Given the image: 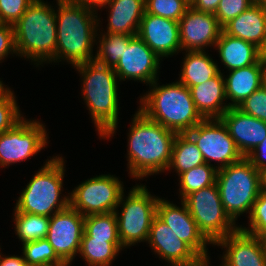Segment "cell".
<instances>
[{
	"label": "cell",
	"mask_w": 266,
	"mask_h": 266,
	"mask_svg": "<svg viewBox=\"0 0 266 266\" xmlns=\"http://www.w3.org/2000/svg\"><path fill=\"white\" fill-rule=\"evenodd\" d=\"M128 168L135 179L168 170L176 132L138 110L128 133Z\"/></svg>",
	"instance_id": "cell-1"
},
{
	"label": "cell",
	"mask_w": 266,
	"mask_h": 266,
	"mask_svg": "<svg viewBox=\"0 0 266 266\" xmlns=\"http://www.w3.org/2000/svg\"><path fill=\"white\" fill-rule=\"evenodd\" d=\"M56 1L57 45L56 55L52 61H61V58L70 62L72 66L93 61V44L96 42V27L99 24V19L94 13L96 11L75 0Z\"/></svg>",
	"instance_id": "cell-2"
},
{
	"label": "cell",
	"mask_w": 266,
	"mask_h": 266,
	"mask_svg": "<svg viewBox=\"0 0 266 266\" xmlns=\"http://www.w3.org/2000/svg\"><path fill=\"white\" fill-rule=\"evenodd\" d=\"M82 75V95L100 137L113 136L118 122L117 74L113 67L88 61L74 66Z\"/></svg>",
	"instance_id": "cell-3"
},
{
	"label": "cell",
	"mask_w": 266,
	"mask_h": 266,
	"mask_svg": "<svg viewBox=\"0 0 266 266\" xmlns=\"http://www.w3.org/2000/svg\"><path fill=\"white\" fill-rule=\"evenodd\" d=\"M157 80L140 100V110L150 120L176 133H187L204 118L195 107L188 87L180 82L158 86Z\"/></svg>",
	"instance_id": "cell-4"
},
{
	"label": "cell",
	"mask_w": 266,
	"mask_h": 266,
	"mask_svg": "<svg viewBox=\"0 0 266 266\" xmlns=\"http://www.w3.org/2000/svg\"><path fill=\"white\" fill-rule=\"evenodd\" d=\"M55 10L42 0H35L15 23L16 52L40 65L52 62L56 55L57 26Z\"/></svg>",
	"instance_id": "cell-5"
},
{
	"label": "cell",
	"mask_w": 266,
	"mask_h": 266,
	"mask_svg": "<svg viewBox=\"0 0 266 266\" xmlns=\"http://www.w3.org/2000/svg\"><path fill=\"white\" fill-rule=\"evenodd\" d=\"M64 172L63 158L48 160L22 190L14 211L51 217L68 208L69 196L60 198Z\"/></svg>",
	"instance_id": "cell-6"
},
{
	"label": "cell",
	"mask_w": 266,
	"mask_h": 266,
	"mask_svg": "<svg viewBox=\"0 0 266 266\" xmlns=\"http://www.w3.org/2000/svg\"><path fill=\"white\" fill-rule=\"evenodd\" d=\"M216 184L226 214L235 223L238 216L251 213L261 190L260 171L244 157L217 171Z\"/></svg>",
	"instance_id": "cell-7"
},
{
	"label": "cell",
	"mask_w": 266,
	"mask_h": 266,
	"mask_svg": "<svg viewBox=\"0 0 266 266\" xmlns=\"http://www.w3.org/2000/svg\"><path fill=\"white\" fill-rule=\"evenodd\" d=\"M147 187L137 185L130 189L126 199L122 193L118 207L122 211L119 216L115 211L118 237L123 247L148 240L153 218L157 215L158 197L151 196Z\"/></svg>",
	"instance_id": "cell-8"
},
{
	"label": "cell",
	"mask_w": 266,
	"mask_h": 266,
	"mask_svg": "<svg viewBox=\"0 0 266 266\" xmlns=\"http://www.w3.org/2000/svg\"><path fill=\"white\" fill-rule=\"evenodd\" d=\"M182 201L199 230L213 245L239 228L226 214L216 183L189 194Z\"/></svg>",
	"instance_id": "cell-9"
},
{
	"label": "cell",
	"mask_w": 266,
	"mask_h": 266,
	"mask_svg": "<svg viewBox=\"0 0 266 266\" xmlns=\"http://www.w3.org/2000/svg\"><path fill=\"white\" fill-rule=\"evenodd\" d=\"M122 183L113 175L90 178L77 186L69 196V206L83 216L115 212L124 192Z\"/></svg>",
	"instance_id": "cell-10"
},
{
	"label": "cell",
	"mask_w": 266,
	"mask_h": 266,
	"mask_svg": "<svg viewBox=\"0 0 266 266\" xmlns=\"http://www.w3.org/2000/svg\"><path fill=\"white\" fill-rule=\"evenodd\" d=\"M201 151L206 164L218 161L217 169L239 162L244 156L220 118L203 119L187 132Z\"/></svg>",
	"instance_id": "cell-11"
},
{
	"label": "cell",
	"mask_w": 266,
	"mask_h": 266,
	"mask_svg": "<svg viewBox=\"0 0 266 266\" xmlns=\"http://www.w3.org/2000/svg\"><path fill=\"white\" fill-rule=\"evenodd\" d=\"M47 143L44 124L23 118L12 129L0 134V166L29 159Z\"/></svg>",
	"instance_id": "cell-12"
},
{
	"label": "cell",
	"mask_w": 266,
	"mask_h": 266,
	"mask_svg": "<svg viewBox=\"0 0 266 266\" xmlns=\"http://www.w3.org/2000/svg\"><path fill=\"white\" fill-rule=\"evenodd\" d=\"M84 219L85 216L70 206L50 217L45 239L67 266H70L75 255L79 253L84 233Z\"/></svg>",
	"instance_id": "cell-13"
},
{
	"label": "cell",
	"mask_w": 266,
	"mask_h": 266,
	"mask_svg": "<svg viewBox=\"0 0 266 266\" xmlns=\"http://www.w3.org/2000/svg\"><path fill=\"white\" fill-rule=\"evenodd\" d=\"M160 58L147 46V44L135 35L124 52L114 71L120 80H139L152 84L157 79Z\"/></svg>",
	"instance_id": "cell-14"
},
{
	"label": "cell",
	"mask_w": 266,
	"mask_h": 266,
	"mask_svg": "<svg viewBox=\"0 0 266 266\" xmlns=\"http://www.w3.org/2000/svg\"><path fill=\"white\" fill-rule=\"evenodd\" d=\"M181 205L180 208L168 200L159 198L157 216L172 229L180 240L187 243L205 262H209L206 246L212 243L199 230L182 200Z\"/></svg>",
	"instance_id": "cell-15"
},
{
	"label": "cell",
	"mask_w": 266,
	"mask_h": 266,
	"mask_svg": "<svg viewBox=\"0 0 266 266\" xmlns=\"http://www.w3.org/2000/svg\"><path fill=\"white\" fill-rule=\"evenodd\" d=\"M147 242L154 252L170 265L202 266L206 262L184 241L180 240L157 215L153 218Z\"/></svg>",
	"instance_id": "cell-16"
},
{
	"label": "cell",
	"mask_w": 266,
	"mask_h": 266,
	"mask_svg": "<svg viewBox=\"0 0 266 266\" xmlns=\"http://www.w3.org/2000/svg\"><path fill=\"white\" fill-rule=\"evenodd\" d=\"M222 30L214 14L190 6L179 20L181 51H204L205 46H215Z\"/></svg>",
	"instance_id": "cell-17"
},
{
	"label": "cell",
	"mask_w": 266,
	"mask_h": 266,
	"mask_svg": "<svg viewBox=\"0 0 266 266\" xmlns=\"http://www.w3.org/2000/svg\"><path fill=\"white\" fill-rule=\"evenodd\" d=\"M226 248L221 266H266V249L263 238L238 228L215 245Z\"/></svg>",
	"instance_id": "cell-18"
},
{
	"label": "cell",
	"mask_w": 266,
	"mask_h": 266,
	"mask_svg": "<svg viewBox=\"0 0 266 266\" xmlns=\"http://www.w3.org/2000/svg\"><path fill=\"white\" fill-rule=\"evenodd\" d=\"M137 35L159 57L180 51L179 22L144 13Z\"/></svg>",
	"instance_id": "cell-19"
},
{
	"label": "cell",
	"mask_w": 266,
	"mask_h": 266,
	"mask_svg": "<svg viewBox=\"0 0 266 266\" xmlns=\"http://www.w3.org/2000/svg\"><path fill=\"white\" fill-rule=\"evenodd\" d=\"M220 119L244 157L266 138V122L237 108L227 109Z\"/></svg>",
	"instance_id": "cell-20"
},
{
	"label": "cell",
	"mask_w": 266,
	"mask_h": 266,
	"mask_svg": "<svg viewBox=\"0 0 266 266\" xmlns=\"http://www.w3.org/2000/svg\"><path fill=\"white\" fill-rule=\"evenodd\" d=\"M223 31L232 37L251 42L264 51L266 48V8L255 2L227 23Z\"/></svg>",
	"instance_id": "cell-21"
},
{
	"label": "cell",
	"mask_w": 266,
	"mask_h": 266,
	"mask_svg": "<svg viewBox=\"0 0 266 266\" xmlns=\"http://www.w3.org/2000/svg\"><path fill=\"white\" fill-rule=\"evenodd\" d=\"M224 78L220 72L210 80L189 88L195 107L204 119L220 118L230 108L222 103L227 100Z\"/></svg>",
	"instance_id": "cell-22"
},
{
	"label": "cell",
	"mask_w": 266,
	"mask_h": 266,
	"mask_svg": "<svg viewBox=\"0 0 266 266\" xmlns=\"http://www.w3.org/2000/svg\"><path fill=\"white\" fill-rule=\"evenodd\" d=\"M263 57L255 64L230 70L225 78V96L230 108H237L246 98L263 85Z\"/></svg>",
	"instance_id": "cell-23"
},
{
	"label": "cell",
	"mask_w": 266,
	"mask_h": 266,
	"mask_svg": "<svg viewBox=\"0 0 266 266\" xmlns=\"http://www.w3.org/2000/svg\"><path fill=\"white\" fill-rule=\"evenodd\" d=\"M221 62L227 69L244 68L257 63L263 57V51L251 42L232 37L223 30L215 43Z\"/></svg>",
	"instance_id": "cell-24"
},
{
	"label": "cell",
	"mask_w": 266,
	"mask_h": 266,
	"mask_svg": "<svg viewBox=\"0 0 266 266\" xmlns=\"http://www.w3.org/2000/svg\"><path fill=\"white\" fill-rule=\"evenodd\" d=\"M107 33L137 35L145 13V0H110Z\"/></svg>",
	"instance_id": "cell-25"
},
{
	"label": "cell",
	"mask_w": 266,
	"mask_h": 266,
	"mask_svg": "<svg viewBox=\"0 0 266 266\" xmlns=\"http://www.w3.org/2000/svg\"><path fill=\"white\" fill-rule=\"evenodd\" d=\"M179 82L190 88L217 76L221 71L205 51H186Z\"/></svg>",
	"instance_id": "cell-26"
},
{
	"label": "cell",
	"mask_w": 266,
	"mask_h": 266,
	"mask_svg": "<svg viewBox=\"0 0 266 266\" xmlns=\"http://www.w3.org/2000/svg\"><path fill=\"white\" fill-rule=\"evenodd\" d=\"M204 163L203 155L192 138L187 133H177L173 142L168 169L175 168L178 175H180Z\"/></svg>",
	"instance_id": "cell-27"
},
{
	"label": "cell",
	"mask_w": 266,
	"mask_h": 266,
	"mask_svg": "<svg viewBox=\"0 0 266 266\" xmlns=\"http://www.w3.org/2000/svg\"><path fill=\"white\" fill-rule=\"evenodd\" d=\"M122 248L124 247L121 242L92 239L84 232L81 238L79 254L89 266H110Z\"/></svg>",
	"instance_id": "cell-28"
},
{
	"label": "cell",
	"mask_w": 266,
	"mask_h": 266,
	"mask_svg": "<svg viewBox=\"0 0 266 266\" xmlns=\"http://www.w3.org/2000/svg\"><path fill=\"white\" fill-rule=\"evenodd\" d=\"M14 217L15 233L23 244L46 238L50 217L23 212H14Z\"/></svg>",
	"instance_id": "cell-29"
},
{
	"label": "cell",
	"mask_w": 266,
	"mask_h": 266,
	"mask_svg": "<svg viewBox=\"0 0 266 266\" xmlns=\"http://www.w3.org/2000/svg\"><path fill=\"white\" fill-rule=\"evenodd\" d=\"M217 166L204 163L179 175L180 195L183 200L189 194L216 183Z\"/></svg>",
	"instance_id": "cell-30"
},
{
	"label": "cell",
	"mask_w": 266,
	"mask_h": 266,
	"mask_svg": "<svg viewBox=\"0 0 266 266\" xmlns=\"http://www.w3.org/2000/svg\"><path fill=\"white\" fill-rule=\"evenodd\" d=\"M135 35L122 33H106L99 39V49L95 55V61L109 67H115L122 57L124 47Z\"/></svg>",
	"instance_id": "cell-31"
},
{
	"label": "cell",
	"mask_w": 266,
	"mask_h": 266,
	"mask_svg": "<svg viewBox=\"0 0 266 266\" xmlns=\"http://www.w3.org/2000/svg\"><path fill=\"white\" fill-rule=\"evenodd\" d=\"M84 232L92 239L120 242L115 212L85 216Z\"/></svg>",
	"instance_id": "cell-32"
},
{
	"label": "cell",
	"mask_w": 266,
	"mask_h": 266,
	"mask_svg": "<svg viewBox=\"0 0 266 266\" xmlns=\"http://www.w3.org/2000/svg\"><path fill=\"white\" fill-rule=\"evenodd\" d=\"M22 250L28 266H67L47 239L24 243Z\"/></svg>",
	"instance_id": "cell-33"
},
{
	"label": "cell",
	"mask_w": 266,
	"mask_h": 266,
	"mask_svg": "<svg viewBox=\"0 0 266 266\" xmlns=\"http://www.w3.org/2000/svg\"><path fill=\"white\" fill-rule=\"evenodd\" d=\"M190 3L187 0H145V12L179 22Z\"/></svg>",
	"instance_id": "cell-34"
},
{
	"label": "cell",
	"mask_w": 266,
	"mask_h": 266,
	"mask_svg": "<svg viewBox=\"0 0 266 266\" xmlns=\"http://www.w3.org/2000/svg\"><path fill=\"white\" fill-rule=\"evenodd\" d=\"M12 92L9 88L0 92V134L12 129L23 119Z\"/></svg>",
	"instance_id": "cell-35"
},
{
	"label": "cell",
	"mask_w": 266,
	"mask_h": 266,
	"mask_svg": "<svg viewBox=\"0 0 266 266\" xmlns=\"http://www.w3.org/2000/svg\"><path fill=\"white\" fill-rule=\"evenodd\" d=\"M250 227H239L242 231L263 238L266 235V191L260 190L249 215ZM251 228V229H250Z\"/></svg>",
	"instance_id": "cell-36"
},
{
	"label": "cell",
	"mask_w": 266,
	"mask_h": 266,
	"mask_svg": "<svg viewBox=\"0 0 266 266\" xmlns=\"http://www.w3.org/2000/svg\"><path fill=\"white\" fill-rule=\"evenodd\" d=\"M254 3V0H220L214 15L223 28Z\"/></svg>",
	"instance_id": "cell-37"
},
{
	"label": "cell",
	"mask_w": 266,
	"mask_h": 266,
	"mask_svg": "<svg viewBox=\"0 0 266 266\" xmlns=\"http://www.w3.org/2000/svg\"><path fill=\"white\" fill-rule=\"evenodd\" d=\"M237 109L266 122V88L262 85L246 98Z\"/></svg>",
	"instance_id": "cell-38"
},
{
	"label": "cell",
	"mask_w": 266,
	"mask_h": 266,
	"mask_svg": "<svg viewBox=\"0 0 266 266\" xmlns=\"http://www.w3.org/2000/svg\"><path fill=\"white\" fill-rule=\"evenodd\" d=\"M35 0H0V18L4 24L14 26Z\"/></svg>",
	"instance_id": "cell-39"
},
{
	"label": "cell",
	"mask_w": 266,
	"mask_h": 266,
	"mask_svg": "<svg viewBox=\"0 0 266 266\" xmlns=\"http://www.w3.org/2000/svg\"><path fill=\"white\" fill-rule=\"evenodd\" d=\"M16 53L14 27L4 24L0 27V61L9 53Z\"/></svg>",
	"instance_id": "cell-40"
},
{
	"label": "cell",
	"mask_w": 266,
	"mask_h": 266,
	"mask_svg": "<svg viewBox=\"0 0 266 266\" xmlns=\"http://www.w3.org/2000/svg\"><path fill=\"white\" fill-rule=\"evenodd\" d=\"M246 158L259 171L266 168V138Z\"/></svg>",
	"instance_id": "cell-41"
},
{
	"label": "cell",
	"mask_w": 266,
	"mask_h": 266,
	"mask_svg": "<svg viewBox=\"0 0 266 266\" xmlns=\"http://www.w3.org/2000/svg\"><path fill=\"white\" fill-rule=\"evenodd\" d=\"M219 2L220 0H193L190 6L199 12L214 14Z\"/></svg>",
	"instance_id": "cell-42"
},
{
	"label": "cell",
	"mask_w": 266,
	"mask_h": 266,
	"mask_svg": "<svg viewBox=\"0 0 266 266\" xmlns=\"http://www.w3.org/2000/svg\"><path fill=\"white\" fill-rule=\"evenodd\" d=\"M0 266H28L24 257L20 256H6L2 257L0 254Z\"/></svg>",
	"instance_id": "cell-43"
},
{
	"label": "cell",
	"mask_w": 266,
	"mask_h": 266,
	"mask_svg": "<svg viewBox=\"0 0 266 266\" xmlns=\"http://www.w3.org/2000/svg\"><path fill=\"white\" fill-rule=\"evenodd\" d=\"M79 4L84 5L92 10L98 9L97 7H105L110 0H75Z\"/></svg>",
	"instance_id": "cell-44"
},
{
	"label": "cell",
	"mask_w": 266,
	"mask_h": 266,
	"mask_svg": "<svg viewBox=\"0 0 266 266\" xmlns=\"http://www.w3.org/2000/svg\"><path fill=\"white\" fill-rule=\"evenodd\" d=\"M261 189L266 191V168L260 171Z\"/></svg>",
	"instance_id": "cell-45"
},
{
	"label": "cell",
	"mask_w": 266,
	"mask_h": 266,
	"mask_svg": "<svg viewBox=\"0 0 266 266\" xmlns=\"http://www.w3.org/2000/svg\"><path fill=\"white\" fill-rule=\"evenodd\" d=\"M262 77L263 86L266 88V57H263Z\"/></svg>",
	"instance_id": "cell-46"
},
{
	"label": "cell",
	"mask_w": 266,
	"mask_h": 266,
	"mask_svg": "<svg viewBox=\"0 0 266 266\" xmlns=\"http://www.w3.org/2000/svg\"><path fill=\"white\" fill-rule=\"evenodd\" d=\"M256 3L261 4L266 8V0H254Z\"/></svg>",
	"instance_id": "cell-47"
},
{
	"label": "cell",
	"mask_w": 266,
	"mask_h": 266,
	"mask_svg": "<svg viewBox=\"0 0 266 266\" xmlns=\"http://www.w3.org/2000/svg\"><path fill=\"white\" fill-rule=\"evenodd\" d=\"M4 84L2 83V81L0 80V92L4 89Z\"/></svg>",
	"instance_id": "cell-48"
},
{
	"label": "cell",
	"mask_w": 266,
	"mask_h": 266,
	"mask_svg": "<svg viewBox=\"0 0 266 266\" xmlns=\"http://www.w3.org/2000/svg\"><path fill=\"white\" fill-rule=\"evenodd\" d=\"M264 243H265V249H266V235L263 237Z\"/></svg>",
	"instance_id": "cell-49"
},
{
	"label": "cell",
	"mask_w": 266,
	"mask_h": 266,
	"mask_svg": "<svg viewBox=\"0 0 266 266\" xmlns=\"http://www.w3.org/2000/svg\"><path fill=\"white\" fill-rule=\"evenodd\" d=\"M263 57H266V48L263 51Z\"/></svg>",
	"instance_id": "cell-50"
},
{
	"label": "cell",
	"mask_w": 266,
	"mask_h": 266,
	"mask_svg": "<svg viewBox=\"0 0 266 266\" xmlns=\"http://www.w3.org/2000/svg\"><path fill=\"white\" fill-rule=\"evenodd\" d=\"M4 23L2 22L1 18H0V27L3 26Z\"/></svg>",
	"instance_id": "cell-51"
},
{
	"label": "cell",
	"mask_w": 266,
	"mask_h": 266,
	"mask_svg": "<svg viewBox=\"0 0 266 266\" xmlns=\"http://www.w3.org/2000/svg\"><path fill=\"white\" fill-rule=\"evenodd\" d=\"M208 264H209V262H206V263H205L204 265H202V266H209Z\"/></svg>",
	"instance_id": "cell-52"
}]
</instances>
